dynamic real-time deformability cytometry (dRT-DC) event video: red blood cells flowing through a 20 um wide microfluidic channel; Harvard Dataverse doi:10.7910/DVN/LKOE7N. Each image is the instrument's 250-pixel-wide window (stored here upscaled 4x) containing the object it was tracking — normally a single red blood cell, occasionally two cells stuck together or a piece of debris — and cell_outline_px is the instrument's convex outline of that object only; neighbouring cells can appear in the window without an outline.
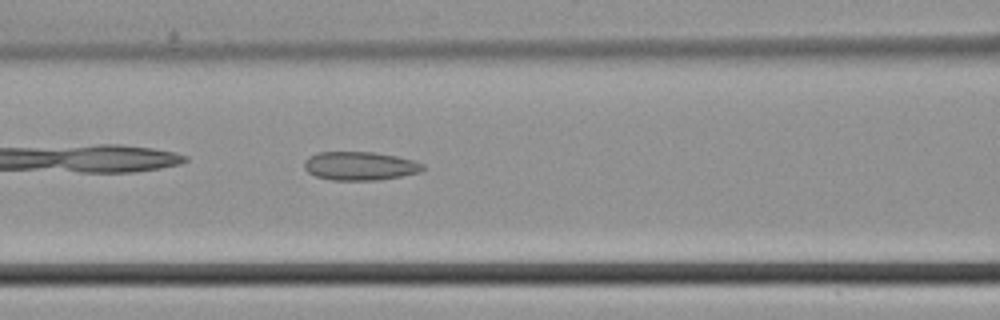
{"species": "common noctule bat (a hibernating species)", "species_latin": "Nyctalus noctula", "temperature_condition": "cold", "stored_images_in_passage": 32, "camera_frame_rate_fps": 3000, "um_per_image_px": 0.085, "animal": {"sex": "male", "body_mass_g": 21.5, "forearm_length_mm": 52.0}, "frame": {"image": 1, "passage_image": 6, "time_ms": 1.667, "image_size_px": [1000, 320], "cell_outline_px": [[424, 168], [420, 172], [380, 180], [332, 180], [316, 176], [308, 172], [304, 168], [304, 160], [308, 156], [320, 152], [376, 152], [396, 156], [412, 160], [424, 164]], "centroid_in_image_um": [30.57, 14.1], "position_along_channel_um": 136.0, "area_um2": 19.77}}
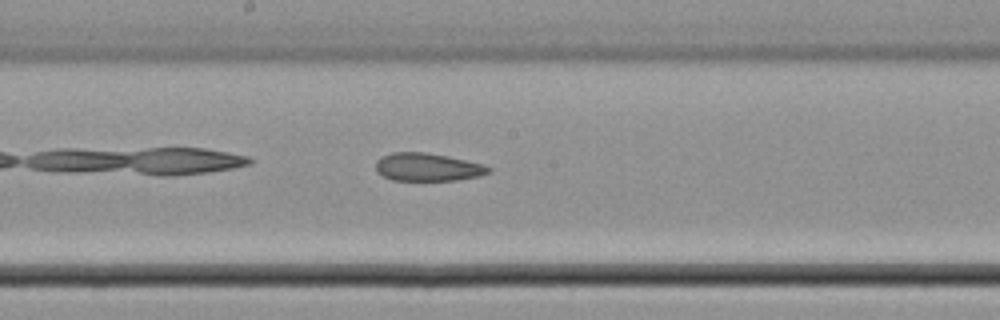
{"frame": {"image": 2, "passage_image": 11, "time_ms": 3.333, "image_size_px": [1000, 320], "cell_outline_px": [[492, 172], [480, 176], [460, 180], [392, 180], [376, 172], [376, 160], [392, 152], [424, 152], [448, 156], [484, 164], [492, 168]], "centroid_in_image_um": [36.39, 14.21], "position_along_channel_um": 211.8, "area_um2": 18.5}}
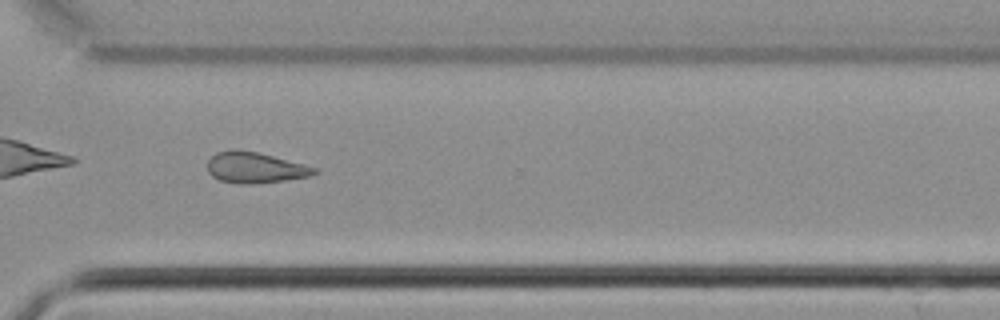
{"frame": {"image": 3, "passage_image": 20, "time_ms": 6.333, "image_size_px": [1000, 320], "cell_outline_px": [[320, 172], [312, 176], [284, 180], [252, 184], [240, 184], [220, 180], [212, 176], [208, 172], [208, 160], [216, 152], [232, 148], [236, 148], [256, 152], [320, 168]], "centroid_in_image_um": [21.7, 14.24], "position_along_channel_um": 348.9, "area_um2": 19.42}}